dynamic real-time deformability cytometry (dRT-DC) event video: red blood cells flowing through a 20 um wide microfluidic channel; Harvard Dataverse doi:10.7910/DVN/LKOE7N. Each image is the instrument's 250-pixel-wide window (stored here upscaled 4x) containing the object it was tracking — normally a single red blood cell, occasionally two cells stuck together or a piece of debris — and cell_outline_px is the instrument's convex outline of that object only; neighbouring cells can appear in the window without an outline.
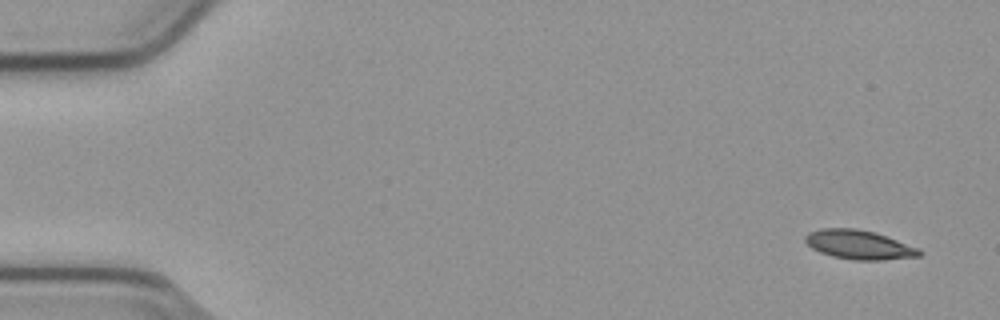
{"species": "common noctule bat (a hibernating species)", "species_latin": "Nyctalus noctula", "temperature_condition": "cold", "stored_images_in_passage": 54, "camera_frame_rate_fps": 3000, "um_per_image_px": 0.085, "animal": {"sex": "male", "body_mass_g": 23.1, "forearm_length_mm": 52.7}, "frame": {"image": 1, "passage_image": 2, "time_ms": 0.333, "image_size_px": [1000, 320], "cell_outline_px": [[924, 252], [920, 256], [880, 260], [856, 260], [832, 256], [820, 252], [812, 248], [804, 240], [804, 236], [808, 232], [820, 228], [856, 228], [872, 232], [920, 248]], "centroid_in_image_um": [73.0, 20.8], "position_along_channel_um": 12.0, "area_um2": 19.25}}
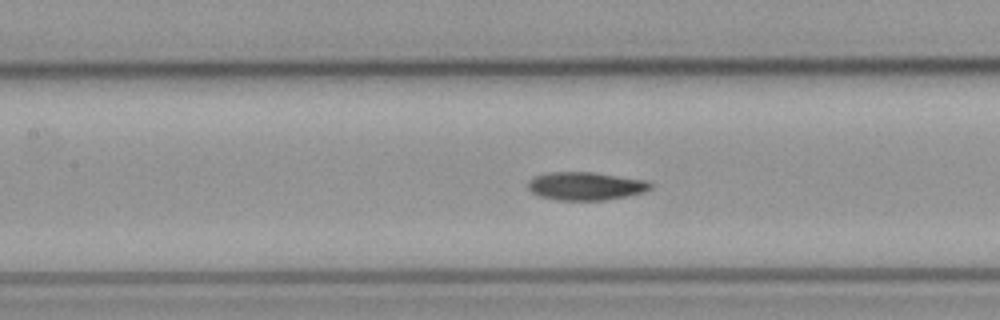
{"frame": {"image": 2, "passage_image": 24, "time_ms": 7.667, "image_size_px": [1000, 320], "cell_outline_px": [[652, 188], [644, 192], [604, 200], [556, 200], [540, 196], [532, 192], [528, 188], [528, 180], [536, 176], [548, 172], [592, 172], [648, 180], [652, 184]], "centroid_in_image_um": [49.78, 15.81], "position_along_channel_um": 157.6, "area_um2": 20.06}}
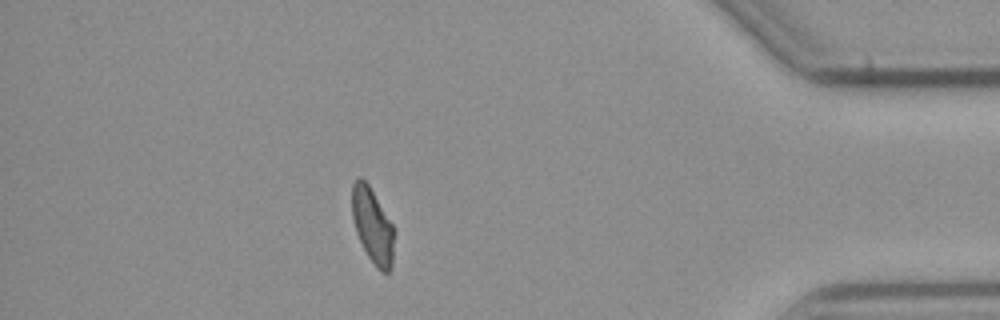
{"frame": {"image": 3, "passage_image": 47, "time_ms": 15.333, "image_size_px": [1000, 320], "cell_outline_px": [[396, 232], [392, 268], [388, 272], [380, 272], [376, 268], [368, 256], [356, 232], [352, 216], [352, 184], [356, 176], [360, 176], [368, 184], [392, 224]], "centroid_in_image_um": [31.69, 19.21], "position_along_channel_um": 403.5, "area_um2": 18.67}, "authors_computed_cell_mechanics": {"area_um2": 19.7965, "velocity_mm_per_s": 3.7826, "shape_relaxation_time_tau1_ms": 8.9332, "shape_relaxation_time_tau2_ms": 6.5593, "deformation_change_tau1": 0.1871, "deformation_change_tau2": 0.115}}